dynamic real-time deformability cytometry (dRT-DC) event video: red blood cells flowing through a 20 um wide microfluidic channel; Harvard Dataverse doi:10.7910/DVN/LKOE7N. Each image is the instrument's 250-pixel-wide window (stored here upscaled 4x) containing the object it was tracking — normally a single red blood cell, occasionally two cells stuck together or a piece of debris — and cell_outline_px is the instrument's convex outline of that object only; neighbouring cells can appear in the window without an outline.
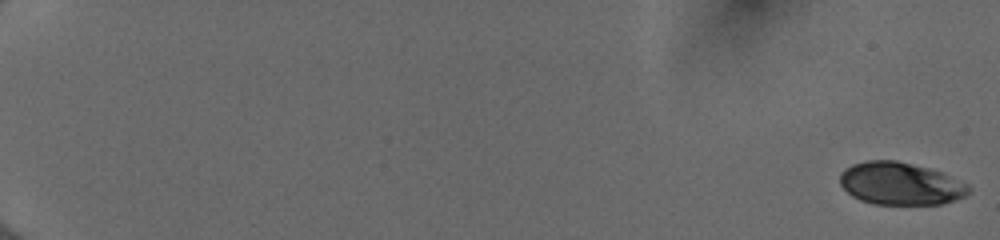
{"species": "human", "species_latin": "Homo sapiens", "temperature_condition": "cold", "stored_images_in_passage": 19, "camera_frame_rate_fps": 3000, "um_per_image_px": 0.085, "donor": {"sex": "female"}, "frame": {"image": 1, "passage_image": 1, "time_ms": 0.0, "image_size_px": [1000, 240], "cell_outline_px": [[972, 188], [964, 196], [956, 200], [940, 204], [872, 204], [860, 200], [852, 196], [840, 184], [840, 172], [844, 168], [852, 164], [864, 160], [896, 160], [928, 168], [940, 172], [968, 184]], "centroid_in_image_um": [76.5, 15.6], "position_along_channel_um": 8.5, "area_um2": 31.96}}
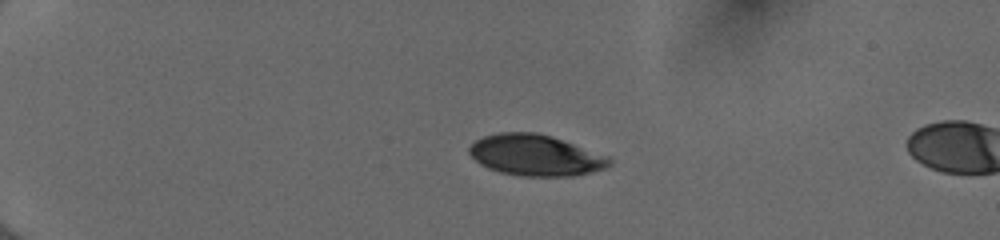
{"frame": {"image": 2, "passage_image": 15, "time_ms": 4.667, "image_size_px": [1000, 240], "cell_outline_px": [[612, 164], [608, 168], [592, 172], [572, 176], [520, 176], [500, 172], [488, 168], [480, 164], [468, 152], [468, 148], [476, 140], [484, 136], [500, 132], [536, 132], [552, 136], [608, 156], [612, 160]], "centroid_in_image_um": [45.54, 13.2], "position_along_channel_um": 39.5, "area_um2": 33.64}}